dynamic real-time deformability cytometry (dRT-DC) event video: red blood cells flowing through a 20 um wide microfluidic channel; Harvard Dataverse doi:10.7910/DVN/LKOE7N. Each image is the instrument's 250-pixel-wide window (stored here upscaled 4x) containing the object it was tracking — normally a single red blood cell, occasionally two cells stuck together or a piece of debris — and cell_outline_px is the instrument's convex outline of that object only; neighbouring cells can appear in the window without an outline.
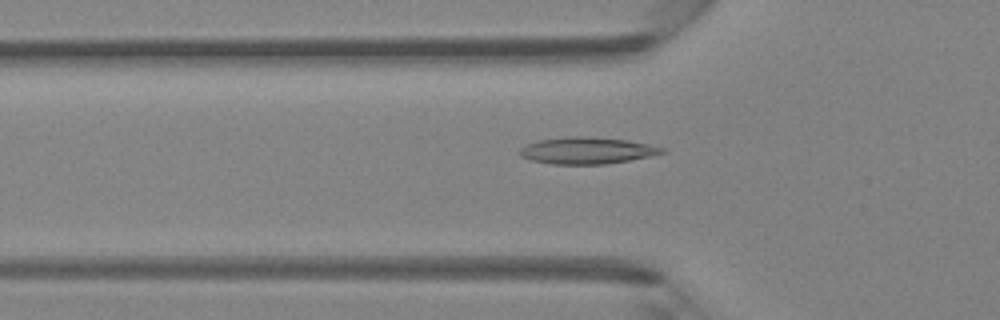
{"species": "Egyptian fruit bat (a non-hibernating species)", "species_latin": "Rousettus aegyptiacus", "temperature_condition": "room temperature", "stored_images_in_passage": 36, "camera_frame_rate_fps": 3000, "um_per_image_px": 0.085, "animal": {"sex": "female"}, "frame": {"image": 1, "passage_image": 5, "time_ms": 1.333, "image_size_px": [1000, 320], "cell_outline_px": [[668, 148], [664, 152], [648, 156], [628, 160], [604, 164], [552, 164], [532, 160], [520, 156], [520, 148], [524, 144], [536, 140], [568, 136], [584, 136], [628, 140]], "centroid_in_image_um": [49.85, 12.78], "position_along_channel_um": 75.9, "area_um2": 22.14}}
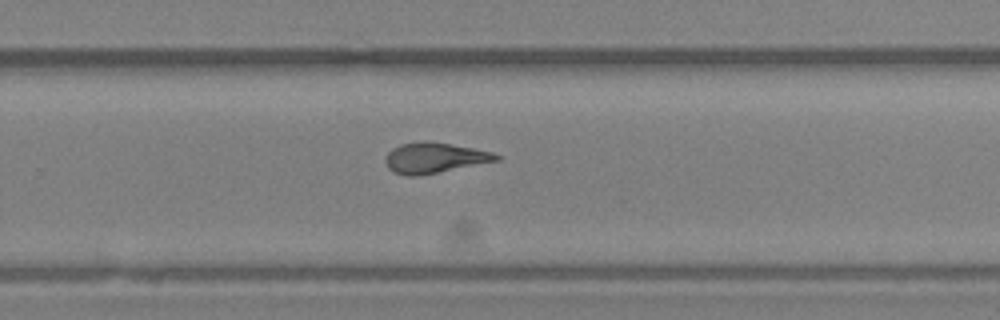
{"frame": {"image": 2, "passage_image": 20, "time_ms": 6.333, "image_size_px": [1000, 320], "cell_outline_px": [[500, 160], [416, 176], [408, 176], [392, 172], [388, 168], [384, 160], [388, 152], [392, 148], [400, 144], [452, 144], [492, 152], [500, 156]], "centroid_in_image_um": [36.91, 13.46], "position_along_channel_um": 292.9, "area_um2": 18.84}}
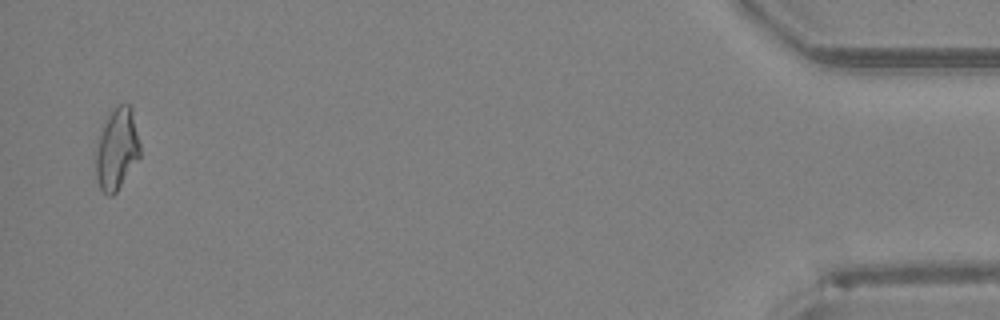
{"frame": {"image": 3, "passage_image": 35, "time_ms": 11.333, "image_size_px": [1000, 320], "cell_outline_px": [[140, 156], [116, 192], [112, 196], [108, 196], [100, 188], [96, 180], [92, 156], [104, 120], [116, 104], [128, 104], [132, 108], [140, 144]], "centroid_in_image_um": [9.87, 12.66], "position_along_channel_um": 425.3, "area_um2": 21.68}, "authors_computed_cell_mechanics": {"area_um2": 19.8543, "velocity_mm_per_s": 4.3435, "shape_relaxation_time_tau1_ms": 5.856, "shape_relaxation_time_tau2_ms": 1.9919, "deformation_change_tau1": 0.1833, "deformation_change_tau2": 0.1052}}